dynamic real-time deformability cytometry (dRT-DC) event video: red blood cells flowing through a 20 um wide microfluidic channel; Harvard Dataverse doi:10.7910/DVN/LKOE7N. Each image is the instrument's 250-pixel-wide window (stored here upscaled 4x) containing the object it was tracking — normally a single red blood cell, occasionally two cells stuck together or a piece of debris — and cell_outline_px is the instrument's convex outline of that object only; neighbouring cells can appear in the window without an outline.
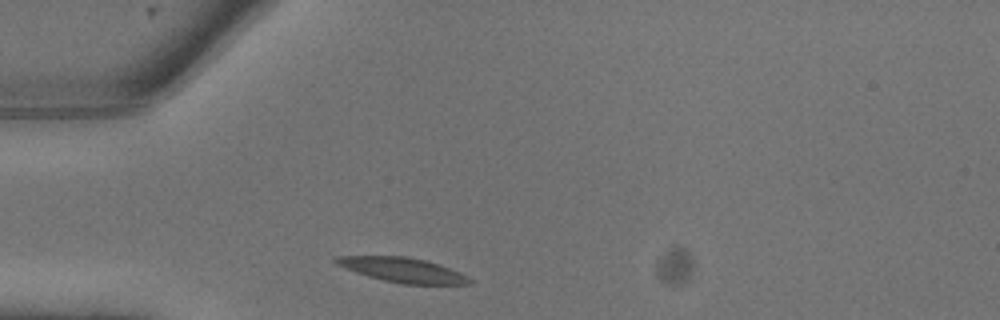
{"species": "common noctule bat (a hibernating species)", "species_latin": "Nyctalus noctula", "temperature_condition": "warm", "stored_images_in_passage": 8, "camera_frame_rate_fps": 3000, "um_per_image_px": 0.085, "animal": {"sex": "male", "body_mass_g": 13.3}, "frame": {"image": 1, "passage_image": 1, "time_ms": 0.0, "image_size_px": [1000, 320], "cell_outline_px": [[472, 284], [404, 284], [384, 280], [368, 276], [356, 272], [336, 264], [332, 260], [336, 256], [408, 256], [424, 260], [460, 272], [468, 276], [472, 280]], "centroid_in_image_um": [34.22, 22.94], "position_along_channel_um": 50.8, "area_um2": 18.96}}
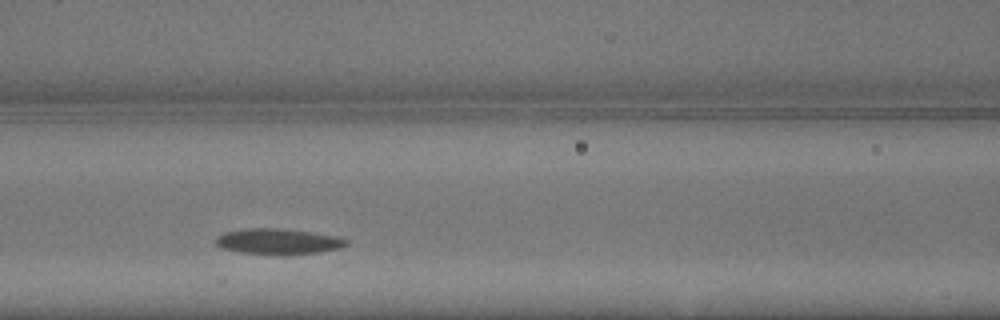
{"frame": {"image": 2, "passage_image": 5, "time_ms": 1.333, "image_size_px": [1000, 320], "cell_outline_px": [[348, 244], [340, 248], [320, 252], [288, 256], [276, 256], [240, 252], [220, 248], [216, 244], [216, 236], [224, 232], [248, 228], [280, 228], [308, 232], [332, 236], [348, 240]], "centroid_in_image_um": [23.6, 20.55], "position_along_channel_um": 143.0, "area_um2": 19.83}}
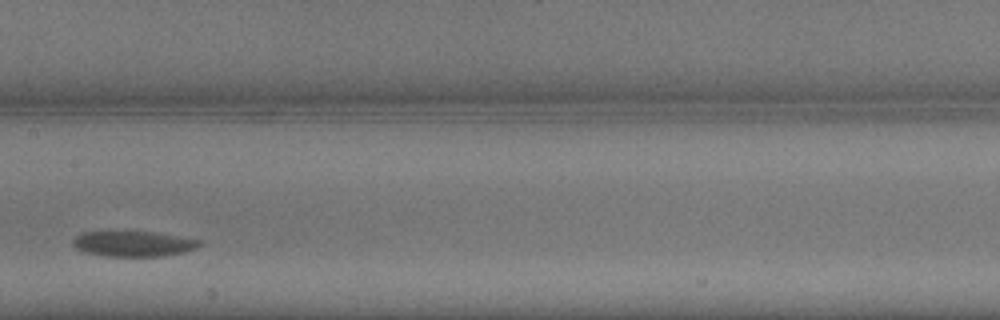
{"frame": {"image": 3, "passage_image": 7, "time_ms": 2.0, "image_size_px": [1000, 320], "cell_outline_px": [[200, 244], [196, 248], [184, 252], [164, 256], [104, 256], [84, 252], [76, 248], [72, 244], [72, 240], [76, 236], [84, 232], [152, 232], [200, 240]], "centroid_in_image_um": [11.3, 20.73], "position_along_channel_um": 196.1, "area_um2": 18.5}}